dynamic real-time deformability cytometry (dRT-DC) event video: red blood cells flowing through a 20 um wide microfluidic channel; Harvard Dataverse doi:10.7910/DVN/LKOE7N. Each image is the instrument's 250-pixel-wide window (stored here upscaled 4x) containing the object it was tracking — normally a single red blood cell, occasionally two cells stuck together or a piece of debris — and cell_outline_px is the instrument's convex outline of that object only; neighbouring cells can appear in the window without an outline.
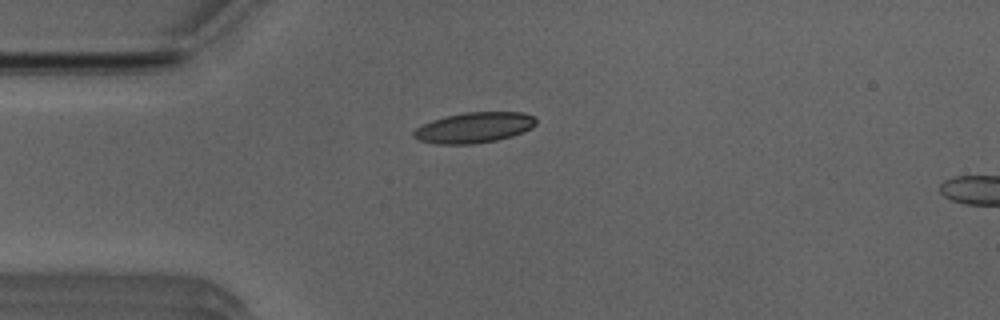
{"species": "Egyptian fruit bat (a non-hibernating species)", "species_latin": "Rousettus aegyptiacus", "temperature_condition": "room temperature", "stored_images_in_passage": 4, "camera_frame_rate_fps": 3000, "um_per_image_px": 0.085, "animal": {"sex": "male"}, "frame": {"image": 1, "passage_image": 1, "time_ms": 0.0, "image_size_px": [1000, 320], "cell_outline_px": [[536, 124], [532, 128], [512, 136], [496, 140], [476, 144], [436, 144], [420, 140], [412, 136], [412, 132], [416, 128], [432, 120], [444, 116], [464, 112], [520, 112], [532, 116], [536, 120]], "centroid_in_image_um": [40.28, 10.85], "position_along_channel_um": 44.7, "area_um2": 21.79}}